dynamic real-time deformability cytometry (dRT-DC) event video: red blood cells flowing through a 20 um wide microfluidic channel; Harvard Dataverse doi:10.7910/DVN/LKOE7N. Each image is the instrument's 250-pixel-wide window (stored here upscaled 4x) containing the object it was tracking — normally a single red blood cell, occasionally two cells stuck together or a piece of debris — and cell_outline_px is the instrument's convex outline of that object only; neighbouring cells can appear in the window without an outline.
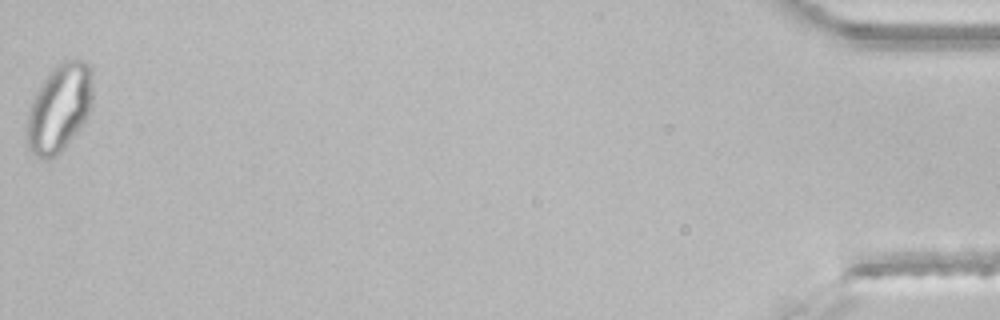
{"species": "common noctule bat (a hibernating species)", "species_latin": "Nyctalus noctula", "temperature_condition": "room temperature", "stored_images_in_passage": 43, "segment_of_instrument_passage": [2, 2], "camera_frame_rate_fps": 3000, "um_per_image_px": 0.085, "animal": {"sex": "male", "body_mass_g": 21.5, "forearm_length_mm": 52.0}, "frame": {"image": 1, "passage_image": 43, "time_ms": 14.0, "image_size_px": [1000, 320], "cell_outline_px": [[92, 104], [88, 116], [64, 148], [56, 156], [48, 160], [44, 160], [36, 156], [28, 148], [28, 112], [32, 100], [40, 84], [48, 72], [64, 56], [80, 60], [88, 64], [92, 68]], "centroid_in_image_um": [5.06, 9.12], "position_along_channel_um": 430.1, "area_um2": 34.04}}